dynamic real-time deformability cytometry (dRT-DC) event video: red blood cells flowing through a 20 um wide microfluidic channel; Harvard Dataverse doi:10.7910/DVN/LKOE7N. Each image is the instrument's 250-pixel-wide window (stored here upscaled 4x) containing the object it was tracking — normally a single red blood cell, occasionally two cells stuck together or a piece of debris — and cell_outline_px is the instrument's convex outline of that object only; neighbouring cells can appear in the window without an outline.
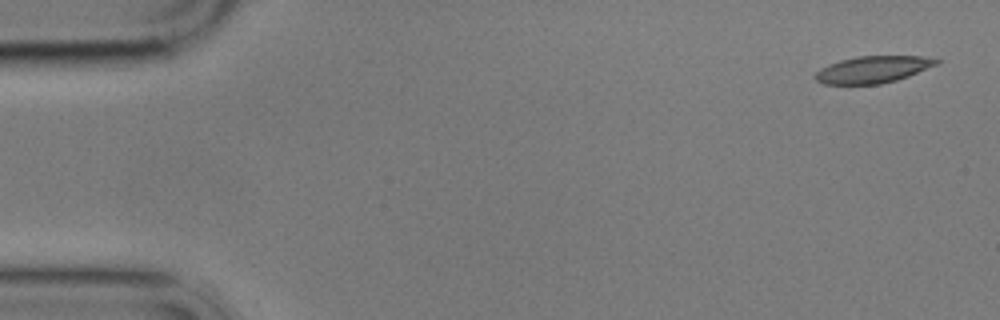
{"species": "common noctule bat (a hibernating species)", "species_latin": "Nyctalus noctula", "temperature_condition": "cold", "stored_images_in_passage": 5, "camera_frame_rate_fps": 3000, "um_per_image_px": 0.085, "animal": {"sex": "male", "body_mass_g": 17.9}, "frame": {"image": 1, "passage_image": 1, "time_ms": 0.0, "image_size_px": [1000, 320], "cell_outline_px": [[940, 60], [936, 64], [908, 76], [896, 80], [880, 84], [824, 84], [816, 80], [812, 76], [820, 68], [828, 64], [840, 60], [856, 56], [924, 56]], "centroid_in_image_um": [74.13, 5.9], "position_along_channel_um": 10.9, "area_um2": 18.9}}
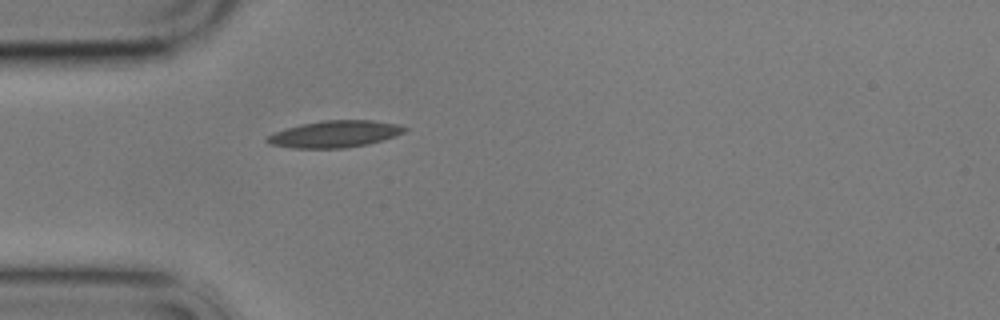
{"frame": {"image": 2, "passage_image": 5, "time_ms": 4.667, "image_size_px": [1000, 320], "cell_outline_px": [[408, 128], [404, 132], [396, 136], [384, 140], [368, 144], [344, 148], [292, 148], [268, 144], [264, 140], [268, 136], [276, 132], [300, 124], [324, 120], [372, 120], [396, 124]], "centroid_in_image_um": [28.46, 11.4], "position_along_channel_um": 56.5, "area_um2": 21.44}}